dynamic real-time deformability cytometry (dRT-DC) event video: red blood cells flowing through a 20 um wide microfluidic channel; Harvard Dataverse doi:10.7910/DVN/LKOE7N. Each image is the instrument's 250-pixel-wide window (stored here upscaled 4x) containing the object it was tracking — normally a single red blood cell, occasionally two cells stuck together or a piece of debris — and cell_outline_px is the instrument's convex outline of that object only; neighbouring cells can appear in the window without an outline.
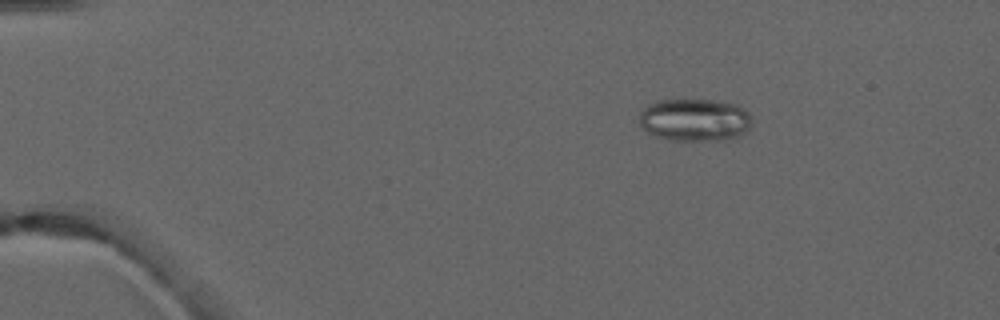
{"species": "common noctule bat (a hibernating species)", "species_latin": "Nyctalus noctula", "temperature_condition": "warm", "stored_images_in_passage": 5, "camera_frame_rate_fps": 3000, "um_per_image_px": 0.085, "animal": {"sex": "male", "forearm_length_mm": 52.5}, "frame": {"image": 1, "passage_image": 2, "time_ms": 2.333, "image_size_px": [1000, 320], "cell_outline_px": [[752, 124], [748, 132], [740, 136], [724, 140], [672, 140], [656, 136], [648, 132], [640, 124], [640, 112], [648, 104], [656, 100], [712, 100], [736, 104], [748, 112], [752, 120]], "centroid_in_image_um": [59.09, 10.19], "position_along_channel_um": 25.9, "area_um2": 28.09}}